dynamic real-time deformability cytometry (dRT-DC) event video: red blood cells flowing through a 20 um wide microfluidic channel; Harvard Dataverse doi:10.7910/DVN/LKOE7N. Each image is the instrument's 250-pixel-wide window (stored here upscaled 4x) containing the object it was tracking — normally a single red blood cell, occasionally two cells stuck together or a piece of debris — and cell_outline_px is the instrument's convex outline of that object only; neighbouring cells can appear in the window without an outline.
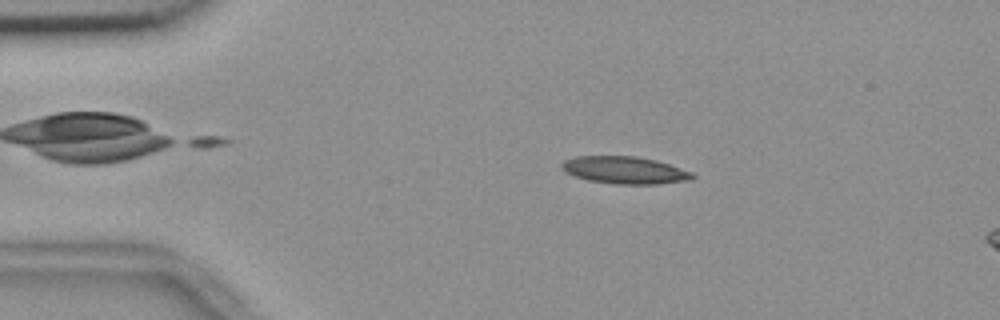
{"species": "common noctule bat (a hibernating species)", "species_latin": "Nyctalus noctula", "temperature_condition": "room temperature", "stored_images_in_passage": 16, "camera_frame_rate_fps": 3000, "um_per_image_px": 0.085, "animal": {"sex": "female", "body_mass_g": 18.4}, "frame": {"image": 1, "passage_image": 10, "time_ms": 3.0, "image_size_px": [1000, 320], "cell_outline_px": [[696, 176], [692, 180], [656, 184], [616, 184], [588, 180], [576, 176], [560, 168], [560, 164], [564, 160], [576, 156], [636, 156], [656, 160], [692, 172]], "centroid_in_image_um": [53.11, 14.46], "position_along_channel_um": 31.9, "area_um2": 20.75}}